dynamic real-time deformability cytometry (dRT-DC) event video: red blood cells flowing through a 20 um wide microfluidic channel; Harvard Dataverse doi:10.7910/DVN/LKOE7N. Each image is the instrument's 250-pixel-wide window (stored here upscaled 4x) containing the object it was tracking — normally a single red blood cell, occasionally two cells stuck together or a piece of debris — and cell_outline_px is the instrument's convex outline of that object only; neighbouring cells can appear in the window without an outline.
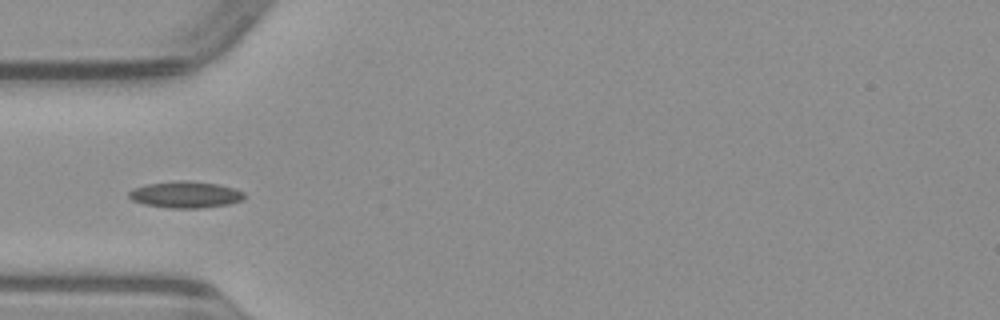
{"species": "common noctule bat (a hibernating species)", "species_latin": "Nyctalus noctula", "temperature_condition": "warm", "stored_images_in_passage": 9, "camera_frame_rate_fps": 3000, "um_per_image_px": 0.085, "animal": {"sex": "male", "body_mass_g": 23.1, "forearm_length_mm": 52.7}, "frame": {"image": 1, "passage_image": 6, "time_ms": 1.667, "image_size_px": [1000, 320], "cell_outline_px": [[248, 196], [244, 200], [228, 204], [200, 208], [168, 208], [144, 204], [132, 200], [128, 196], [128, 192], [132, 188], [148, 184], [184, 180], [188, 180], [216, 184], [232, 188], [244, 192]], "centroid_in_image_um": [15.78, 16.55], "position_along_channel_um": 69.2, "area_um2": 17.86}}